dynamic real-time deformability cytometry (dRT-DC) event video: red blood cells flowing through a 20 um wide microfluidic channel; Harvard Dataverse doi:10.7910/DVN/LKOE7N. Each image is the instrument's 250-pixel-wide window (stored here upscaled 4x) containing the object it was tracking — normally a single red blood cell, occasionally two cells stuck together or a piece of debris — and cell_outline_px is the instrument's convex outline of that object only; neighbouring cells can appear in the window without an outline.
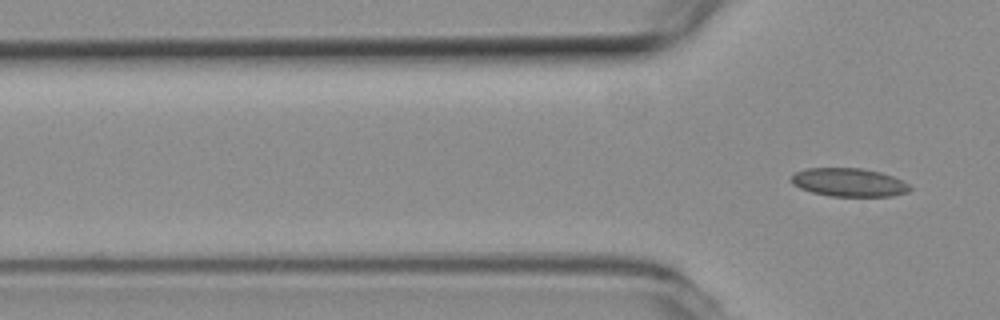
{"species": "common noctule bat (a hibernating species)", "species_latin": "Nyctalus noctula", "temperature_condition": "room temperature", "stored_images_in_passage": 4, "camera_frame_rate_fps": 3000, "um_per_image_px": 0.085, "animal": {"sex": "female", "body_mass_g": 19.3, "forearm_length_mm": 54.1}, "frame": {"image": 1, "passage_image": 4, "time_ms": 1.0, "image_size_px": [1000, 320], "cell_outline_px": [[912, 188], [908, 192], [892, 196], [828, 196], [812, 192], [800, 188], [792, 184], [792, 172], [808, 168], [860, 168], [880, 172], [892, 176], [908, 184]], "centroid_in_image_um": [72.13, 15.5], "position_along_channel_um": 53.7, "area_um2": 19.59}}